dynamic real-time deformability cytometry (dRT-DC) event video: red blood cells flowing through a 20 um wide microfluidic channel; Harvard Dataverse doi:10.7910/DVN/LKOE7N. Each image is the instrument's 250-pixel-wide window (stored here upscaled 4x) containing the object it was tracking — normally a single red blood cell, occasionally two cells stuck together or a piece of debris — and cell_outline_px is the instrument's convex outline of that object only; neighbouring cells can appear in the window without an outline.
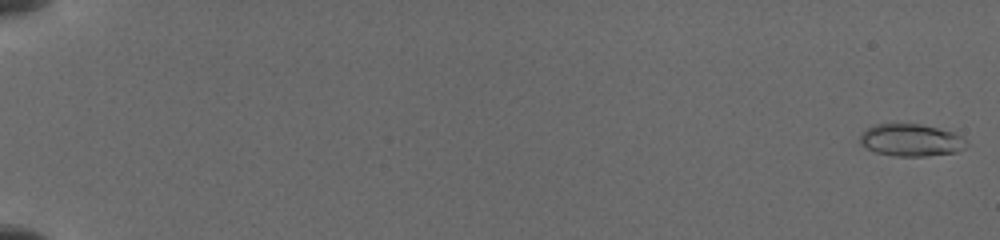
{"species": "common noctule bat (a hibernating species)", "species_latin": "Nyctalus noctula", "temperature_condition": "cold", "stored_images_in_passage": 30, "camera_frame_rate_fps": 3000, "um_per_image_px": 0.085, "animal": {"sex": "female", "body_mass_g": 19.5, "forearm_length_mm": 54.1}, "frame": {"image": 1, "passage_image": 1, "time_ms": 0.0, "image_size_px": [1000, 240], "cell_outline_px": [[972, 144], [956, 152], [924, 156], [896, 156], [876, 152], [860, 144], [860, 132], [876, 124], [920, 124], [952, 132], [968, 140]], "centroid_in_image_um": [77.46, 11.91], "position_along_channel_um": 7.5, "area_um2": 20.0}}
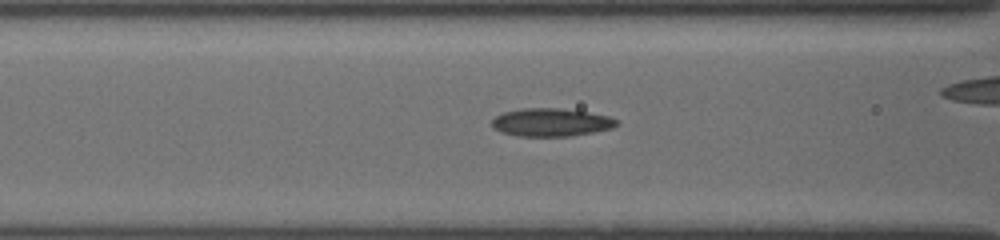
{"frame": {"image": 2, "passage_image": 12, "time_ms": 8.0, "image_size_px": [1000, 240], "cell_outline_px": [[620, 124], [612, 128], [572, 136], [520, 136], [500, 132], [492, 128], [492, 120], [496, 116], [504, 112], [520, 108], [560, 108], [588, 112], [608, 116], [616, 120]], "centroid_in_image_um": [46.82, 10.4], "position_along_channel_um": 119.8, "area_um2": 20.4}}
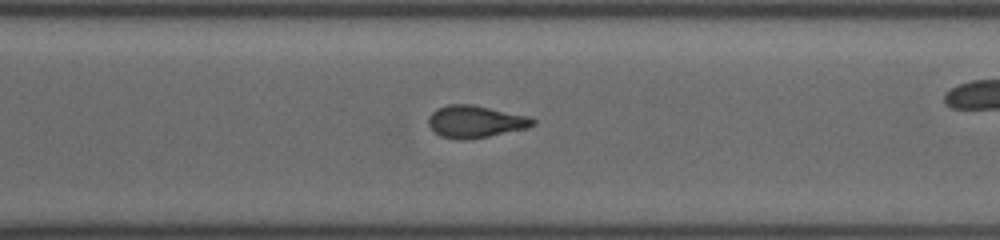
{"frame": {"image": 3, "passage_image": 24, "time_ms": 13.333, "image_size_px": [1000, 240], "cell_outline_px": [[536, 124], [528, 128], [488, 136], [464, 140], [460, 140], [440, 136], [428, 124], [428, 116], [436, 108], [448, 104], [472, 104], [528, 116], [536, 120]], "centroid_in_image_um": [40.4, 10.33], "position_along_channel_um": 330.2, "area_um2": 19.59}}